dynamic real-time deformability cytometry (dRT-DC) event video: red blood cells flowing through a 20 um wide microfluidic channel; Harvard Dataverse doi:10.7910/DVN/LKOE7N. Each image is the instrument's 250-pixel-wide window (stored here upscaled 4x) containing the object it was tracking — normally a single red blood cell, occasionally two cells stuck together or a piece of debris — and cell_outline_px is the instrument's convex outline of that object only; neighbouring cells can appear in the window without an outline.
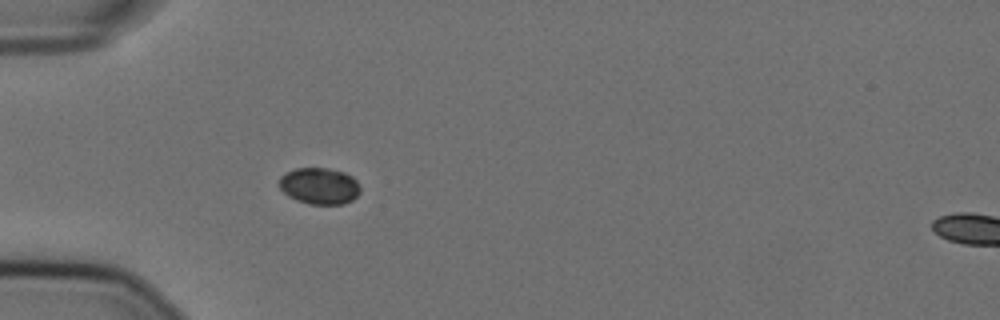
{"species": "Egyptian fruit bat (a non-hibernating species)", "species_latin": "Rousettus aegyptiacus", "temperature_condition": "cold", "stored_images_in_passage": 55, "camera_frame_rate_fps": 3000, "um_per_image_px": 0.085, "animal": {"sex": "female"}, "frame": {"image": 1, "passage_image": 16, "time_ms": 5.0, "image_size_px": [1000, 320], "cell_outline_px": [[360, 192], [352, 200], [344, 204], [308, 204], [296, 200], [288, 196], [280, 188], [280, 176], [296, 168], [328, 168], [344, 172], [352, 176], [356, 180], [360, 188]], "centroid_in_image_um": [27.16, 15.81], "position_along_channel_um": 57.8, "area_um2": 17.22}}
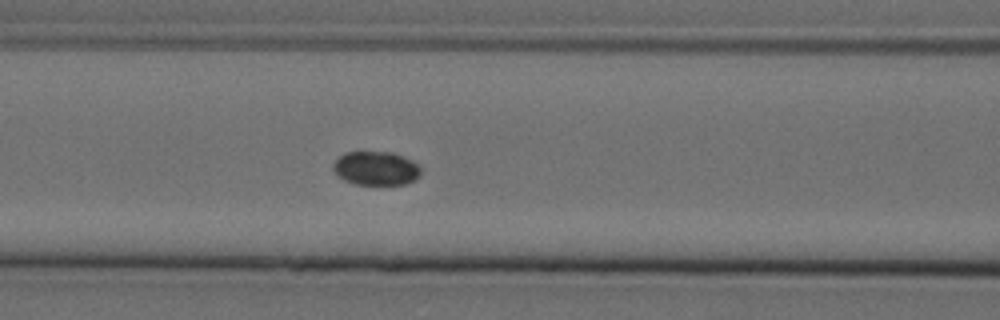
{"frame": {"image": 2, "passage_image": 23, "time_ms": 7.333, "image_size_px": [1000, 320], "cell_outline_px": [[420, 176], [416, 180], [408, 184], [356, 184], [344, 180], [336, 176], [332, 168], [332, 164], [344, 152], [392, 152], [412, 160], [420, 168]], "centroid_in_image_um": [31.94, 14.31], "position_along_channel_um": 134.7, "area_um2": 17.4}}
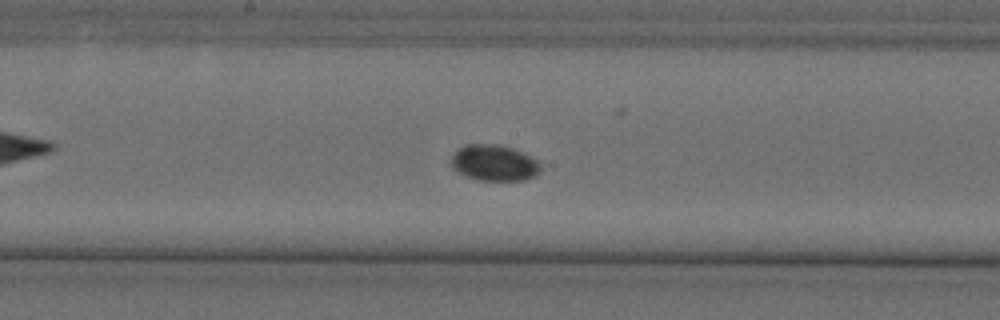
{"frame": {"image": 3, "passage_image": 29, "time_ms": 9.333, "image_size_px": [1000, 320], "cell_outline_px": [[540, 172], [536, 176], [524, 180], [476, 180], [464, 176], [452, 168], [448, 164], [452, 156], [460, 148], [468, 144], [500, 144], [512, 148], [536, 160], [540, 164]], "centroid_in_image_um": [41.96, 13.86], "position_along_channel_um": 206.2, "area_um2": 18.84}}